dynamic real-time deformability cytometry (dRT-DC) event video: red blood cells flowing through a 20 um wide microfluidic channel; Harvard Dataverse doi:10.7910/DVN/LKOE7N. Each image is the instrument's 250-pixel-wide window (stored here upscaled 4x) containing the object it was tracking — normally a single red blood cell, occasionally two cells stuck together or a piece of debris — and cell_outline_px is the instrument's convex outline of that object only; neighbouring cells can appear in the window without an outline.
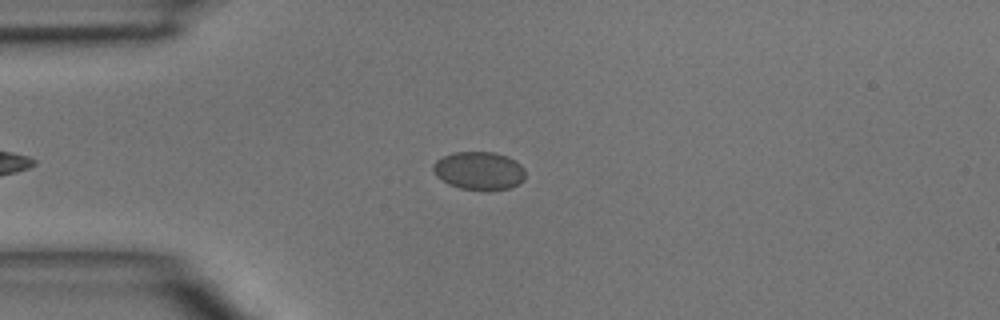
{"species": "common noctule bat (a hibernating species)", "species_latin": "Nyctalus noctula", "temperature_condition": "room temperature", "stored_images_in_passage": 34, "camera_frame_rate_fps": 3000, "um_per_image_px": 0.085, "animal": {"sex": "male", "body_mass_g": 15.6}, "frame": {"image": 1, "passage_image": 7, "time_ms": 2.0, "image_size_px": [1000, 320], "cell_outline_px": [[524, 180], [508, 188], [460, 188], [448, 184], [436, 176], [432, 172], [432, 164], [436, 160], [452, 152], [496, 152], [508, 156], [516, 160], [524, 168]], "centroid_in_image_um": [40.68, 14.46], "position_along_channel_um": 44.3, "area_um2": 20.23}}
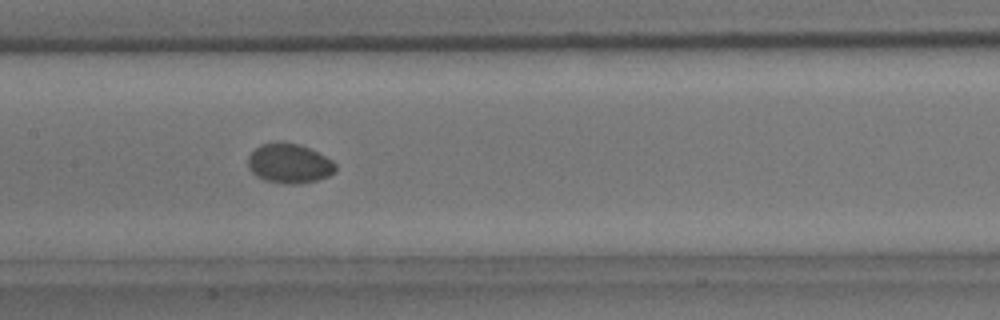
{"frame": {"image": 2, "passage_image": 18, "time_ms": 5.667, "image_size_px": [1000, 320], "cell_outline_px": [[336, 168], [328, 176], [316, 180], [300, 184], [288, 184], [264, 180], [256, 176], [248, 168], [248, 156], [260, 144], [300, 144], [332, 160], [336, 164]], "centroid_in_image_um": [24.57, 13.93], "position_along_channel_um": 182.8, "area_um2": 19.71}}
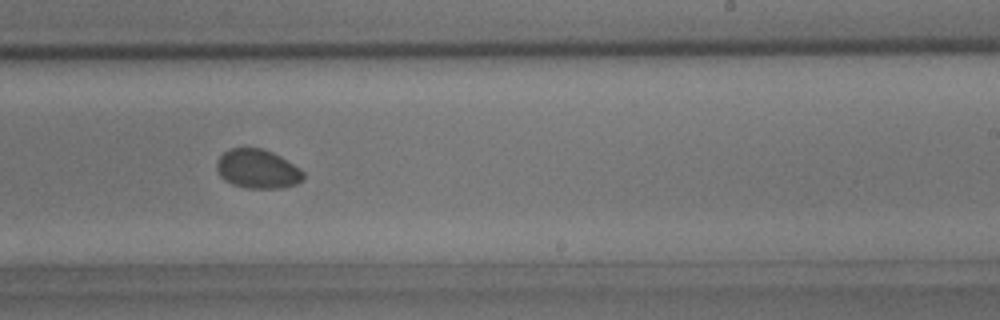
{"frame": {"image": 3, "passage_image": 24, "time_ms": 7.667, "image_size_px": [1000, 320], "cell_outline_px": [[304, 176], [296, 184], [280, 188], [248, 188], [232, 184], [224, 180], [220, 176], [216, 168], [216, 164], [220, 156], [224, 152], [232, 148], [260, 148], [272, 152], [280, 156], [300, 168], [304, 172]], "centroid_in_image_um": [21.88, 14.36], "position_along_channel_um": 267.1, "area_um2": 19.59}}